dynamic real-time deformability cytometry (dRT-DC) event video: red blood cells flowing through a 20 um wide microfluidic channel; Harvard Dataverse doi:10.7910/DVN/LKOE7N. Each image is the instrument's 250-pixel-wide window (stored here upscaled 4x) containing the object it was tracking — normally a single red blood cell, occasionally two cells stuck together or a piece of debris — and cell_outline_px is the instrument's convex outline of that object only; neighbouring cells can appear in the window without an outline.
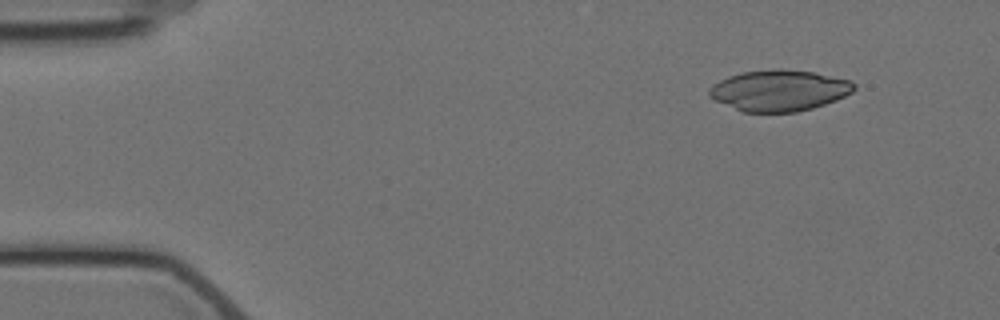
{"species": "Egyptian fruit bat (a non-hibernating species)", "species_latin": "Rousettus aegyptiacus", "temperature_condition": "cold", "stored_images_in_passage": 7, "camera_frame_rate_fps": 3000, "um_per_image_px": 0.085, "animal": {"sex": "female"}, "frame": {"image": 1, "passage_image": 2, "time_ms": 1.0, "image_size_px": [1000, 320], "cell_outline_px": [[856, 88], [852, 92], [836, 100], [812, 108], [796, 112], [744, 112], [716, 100], [708, 96], [708, 88], [712, 84], [728, 76], [744, 72], [776, 68], [816, 72], [848, 80], [856, 84]], "centroid_in_image_um": [66.23, 7.68], "position_along_channel_um": 18.8, "area_um2": 34.62}}